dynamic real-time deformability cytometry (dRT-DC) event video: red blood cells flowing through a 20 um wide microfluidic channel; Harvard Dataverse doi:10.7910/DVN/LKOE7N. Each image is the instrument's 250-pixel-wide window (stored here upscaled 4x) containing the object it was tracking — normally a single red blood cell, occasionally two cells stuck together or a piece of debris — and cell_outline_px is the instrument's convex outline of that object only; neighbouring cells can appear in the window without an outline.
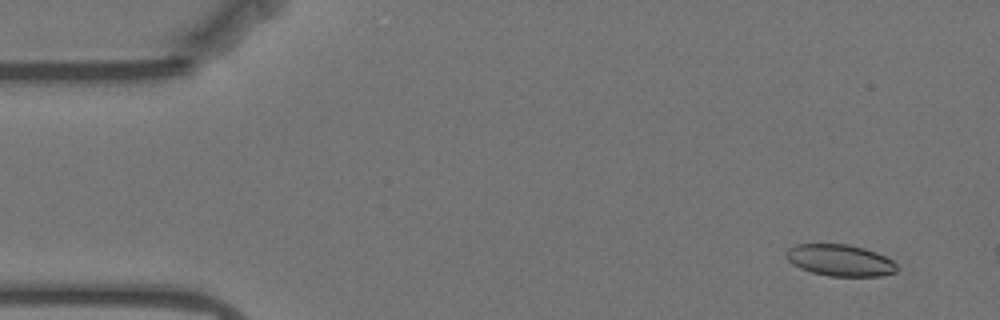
{"species": "Egyptian fruit bat (a non-hibernating species)", "species_latin": "Rousettus aegyptiacus", "temperature_condition": "warm", "stored_images_in_passage": 17, "camera_frame_rate_fps": 3000, "um_per_image_px": 0.085, "animal": {"sex": "female"}, "frame": {"image": 1, "passage_image": 4, "time_ms": 1.0, "image_size_px": [1000, 320], "cell_outline_px": [[896, 272], [880, 276], [828, 276], [812, 272], [800, 268], [792, 264], [784, 256], [784, 252], [788, 248], [796, 244], [848, 244], [864, 248], [876, 252], [892, 260], [896, 264]], "centroid_in_image_um": [71.36, 22.12], "position_along_channel_um": 13.6, "area_um2": 20.46}}